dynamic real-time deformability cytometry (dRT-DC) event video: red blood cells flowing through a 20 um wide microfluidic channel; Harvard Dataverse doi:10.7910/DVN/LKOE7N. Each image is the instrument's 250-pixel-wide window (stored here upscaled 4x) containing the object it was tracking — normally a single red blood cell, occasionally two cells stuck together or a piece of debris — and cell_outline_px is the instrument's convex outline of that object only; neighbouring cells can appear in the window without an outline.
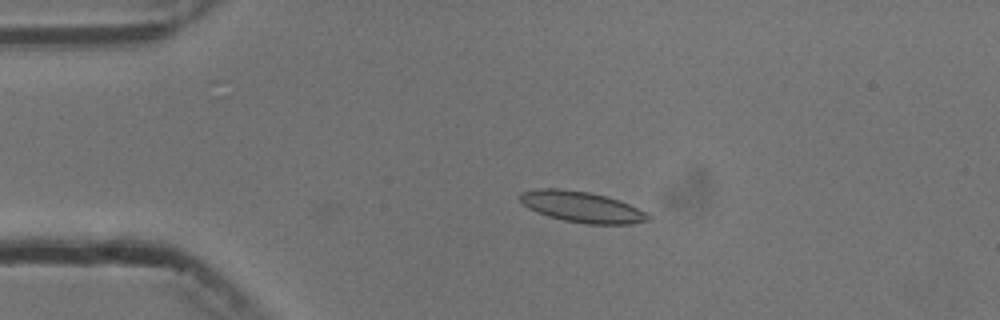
{"species": "common noctule bat (a hibernating species)", "species_latin": "Nyctalus noctula", "temperature_condition": "cold", "stored_images_in_passage": 3, "camera_frame_rate_fps": 3000, "um_per_image_px": 0.085, "animal": {"sex": "male", "body_mass_g": 13.3}, "frame": {"image": 1, "passage_image": 1, "time_ms": 0.0, "image_size_px": [1000, 320], "cell_outline_px": [[652, 220], [632, 224], [588, 224], [564, 220], [548, 216], [536, 212], [528, 208], [520, 200], [520, 192], [544, 188], [556, 188], [588, 192], [620, 200], [648, 212], [652, 216]], "centroid_in_image_um": [49.52, 17.6], "position_along_channel_um": 35.5, "area_um2": 23.12}}
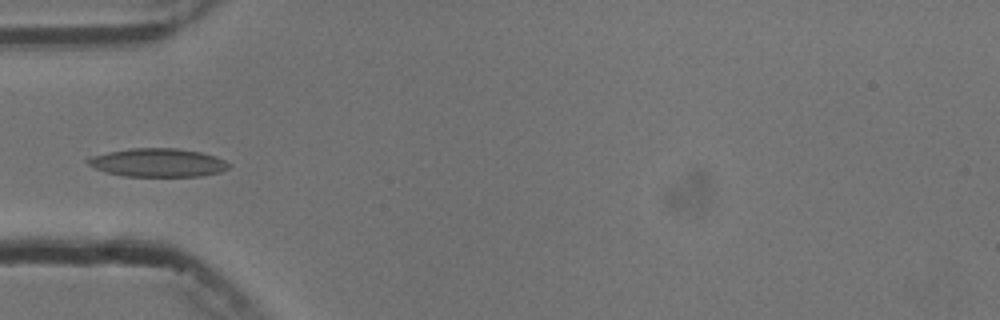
{"frame": {"image": 2, "passage_image": 3, "time_ms": 2.0, "image_size_px": [1000, 320], "cell_outline_px": [[232, 164], [228, 168], [220, 172], [200, 176], [124, 176], [104, 172], [88, 164], [84, 160], [88, 156], [108, 152], [132, 148], [176, 148], [200, 152], [216, 156]], "centroid_in_image_um": [13.39, 13.82], "position_along_channel_um": 71.6, "area_um2": 23.47}}